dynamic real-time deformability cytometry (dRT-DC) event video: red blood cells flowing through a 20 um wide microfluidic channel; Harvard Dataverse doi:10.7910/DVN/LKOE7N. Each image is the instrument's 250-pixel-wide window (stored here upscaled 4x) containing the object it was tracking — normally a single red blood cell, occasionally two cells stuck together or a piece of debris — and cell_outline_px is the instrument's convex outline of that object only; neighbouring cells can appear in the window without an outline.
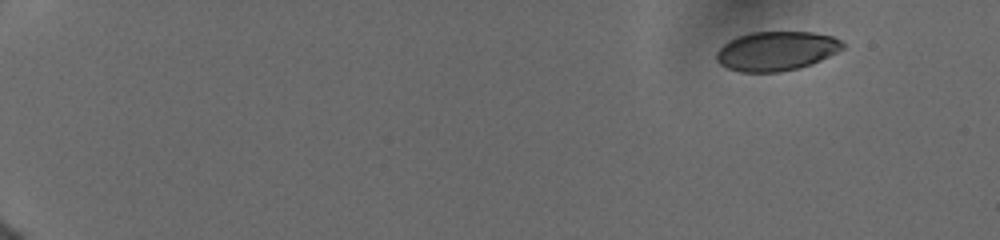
{"species": "human", "species_latin": "Homo sapiens", "temperature_condition": "cold", "stored_images_in_passage": 55, "camera_frame_rate_fps": 3000, "um_per_image_px": 0.085, "donor": {"sex": "female"}, "frame": {"image": 1, "passage_image": 1, "time_ms": 0.0, "image_size_px": [1000, 240], "cell_outline_px": [[844, 48], [820, 60], [800, 68], [780, 72], [740, 72], [728, 68], [720, 64], [716, 60], [716, 52], [728, 40], [752, 32], [812, 32], [832, 36], [840, 40], [844, 44]], "centroid_in_image_um": [65.98, 4.34], "position_along_channel_um": 19.0, "area_um2": 28.78}}
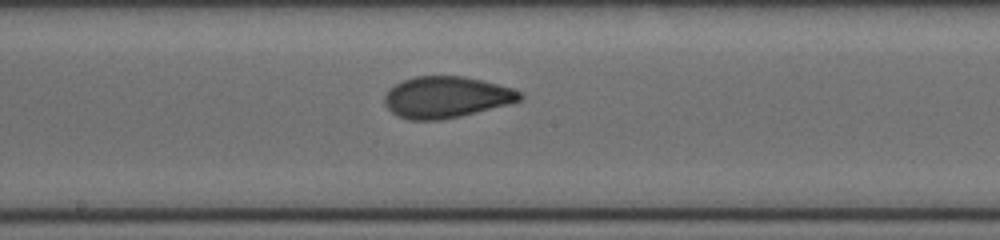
{"frame": {"image": 2, "passage_image": 30, "time_ms": 9.0, "image_size_px": [1000, 240], "cell_outline_px": [[524, 96], [520, 100], [512, 104], [460, 116], [440, 120], [408, 120], [396, 116], [384, 104], [384, 96], [388, 88], [404, 80], [416, 76], [464, 76], [512, 88], [520, 92]], "centroid_in_image_um": [37.91, 8.27], "position_along_channel_um": 210.3, "area_um2": 32.77}}
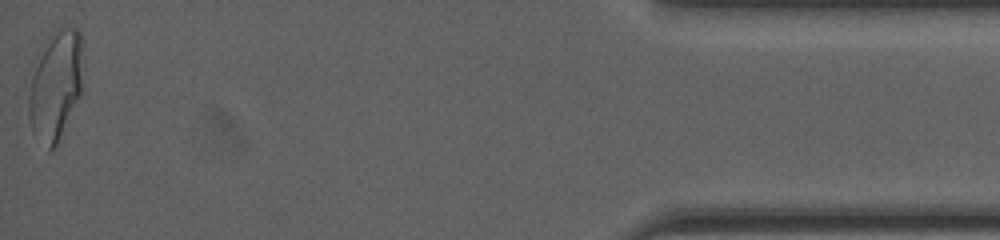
{"frame": {"image": 3, "passage_image": 54, "time_ms": 16.333, "image_size_px": [1000, 240], "cell_outline_px": [[84, 88], [56, 144], [48, 152], [32, 132], [28, 116], [28, 96], [36, 52], [48, 36], [60, 24], [80, 28]], "centroid_in_image_um": [4.72, 7.15], "position_along_channel_um": 430.5, "area_um2": 35.89}, "authors_computed_cell_mechanics": {"area_um2": 31.79, "velocity_mm_per_s": 3.945, "shape_relaxation_time_tau1_ms": 9.4116, "shape_relaxation_time_tau2_ms": 0.8824, "deformation_change_tau1": 0.2103, "deformation_change_tau2": 0.0603}}